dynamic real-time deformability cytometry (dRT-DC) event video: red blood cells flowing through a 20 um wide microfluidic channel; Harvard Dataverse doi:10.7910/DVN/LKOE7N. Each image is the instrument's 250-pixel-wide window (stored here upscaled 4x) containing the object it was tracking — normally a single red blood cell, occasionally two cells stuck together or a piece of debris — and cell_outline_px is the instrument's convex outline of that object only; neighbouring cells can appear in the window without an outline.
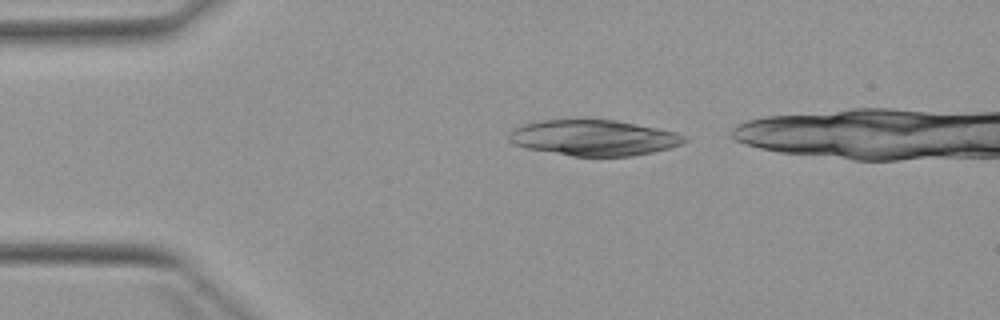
{"species": "Egyptian fruit bat (a non-hibernating species)", "species_latin": "Rousettus aegyptiacus", "temperature_condition": "warm", "stored_images_in_passage": 2, "camera_frame_rate_fps": 3000, "um_per_image_px": 0.085, "animal": {"sex": "female"}, "frame": {"image": 1, "passage_image": 1, "time_ms": 0.0, "image_size_px": [1000, 320], "cell_outline_px": [[688, 140], [680, 144], [668, 148], [652, 152], [632, 156], [572, 156], [524, 148], [512, 144], [508, 140], [508, 132], [524, 124], [544, 120], [616, 120], [660, 128], [676, 132], [684, 136]], "centroid_in_image_um": [50.45, 11.71], "position_along_channel_um": 34.6, "area_um2": 36.53}}